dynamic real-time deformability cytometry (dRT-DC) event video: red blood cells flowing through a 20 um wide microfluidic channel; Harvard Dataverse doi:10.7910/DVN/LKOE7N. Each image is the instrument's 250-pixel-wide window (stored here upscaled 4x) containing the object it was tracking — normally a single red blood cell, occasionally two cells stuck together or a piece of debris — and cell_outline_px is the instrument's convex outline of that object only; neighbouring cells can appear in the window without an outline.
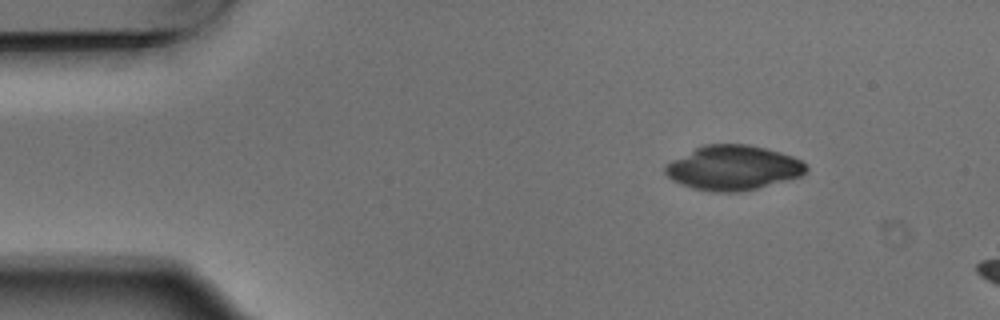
{"species": "Egyptian fruit bat (a non-hibernating species)", "species_latin": "Rousettus aegyptiacus", "temperature_condition": "warm", "stored_images_in_passage": 6, "segment_of_instrument_passage": [2, 2], "camera_frame_rate_fps": 3000, "um_per_image_px": 0.085, "animal": {"sex": "male"}, "frame": {"image": 1, "passage_image": 6, "time_ms": 1.667, "image_size_px": [1000, 320], "cell_outline_px": [[808, 168], [800, 176], [756, 188], [740, 192], [712, 192], [692, 188], [680, 184], [672, 180], [664, 172], [664, 164], [704, 144], [748, 144], [768, 148], [792, 156], [800, 160]], "centroid_in_image_um": [62.27, 14.26], "position_along_channel_um": 22.7, "area_um2": 36.53}}